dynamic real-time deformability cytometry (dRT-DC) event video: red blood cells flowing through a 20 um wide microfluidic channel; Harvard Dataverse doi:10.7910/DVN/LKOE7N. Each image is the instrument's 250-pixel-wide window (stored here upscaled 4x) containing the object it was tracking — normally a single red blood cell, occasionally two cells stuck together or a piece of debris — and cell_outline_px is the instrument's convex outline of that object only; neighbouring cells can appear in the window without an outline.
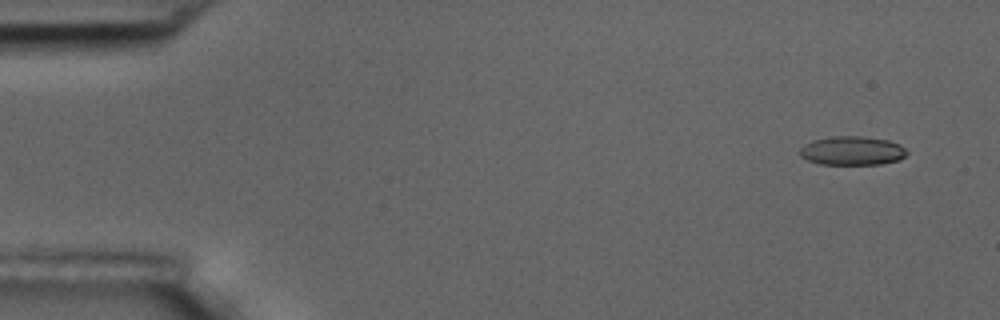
{"species": "common noctule bat (a hibernating species)", "species_latin": "Nyctalus noctula", "temperature_condition": "room temperature", "stored_images_in_passage": 4, "camera_frame_rate_fps": 3000, "um_per_image_px": 0.085, "animal": {"sex": "male", "body_mass_g": 17.5, "forearm_length_mm": 52.3}, "frame": {"image": 1, "passage_image": 1, "time_ms": 0.0, "image_size_px": [1000, 320], "cell_outline_px": [[908, 152], [900, 160], [880, 164], [820, 164], [808, 160], [800, 156], [800, 148], [812, 140], [832, 136], [860, 136], [888, 140], [900, 144]], "centroid_in_image_um": [72.44, 12.81], "position_along_channel_um": 12.6, "area_um2": 17.98}}
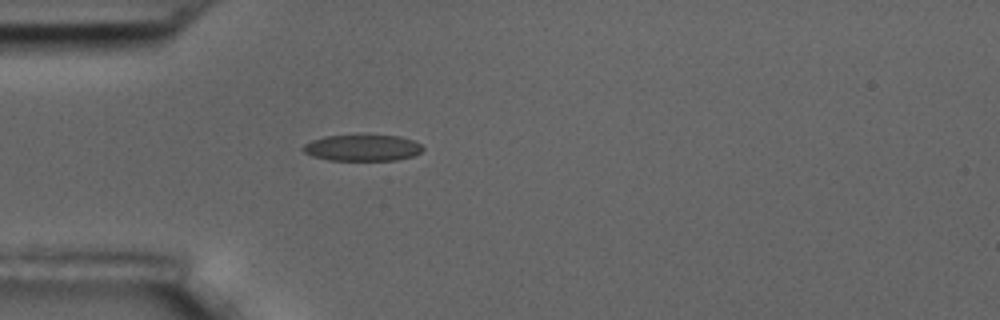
{"frame": {"image": 2, "passage_image": 4, "time_ms": 4.333, "image_size_px": [1000, 320], "cell_outline_px": [[424, 148], [420, 152], [412, 156], [396, 160], [328, 160], [312, 156], [304, 152], [300, 148], [304, 144], [312, 140], [324, 136], [400, 136], [412, 140], [420, 144]], "centroid_in_image_um": [30.77, 12.57], "position_along_channel_um": 54.2, "area_um2": 18.15}}